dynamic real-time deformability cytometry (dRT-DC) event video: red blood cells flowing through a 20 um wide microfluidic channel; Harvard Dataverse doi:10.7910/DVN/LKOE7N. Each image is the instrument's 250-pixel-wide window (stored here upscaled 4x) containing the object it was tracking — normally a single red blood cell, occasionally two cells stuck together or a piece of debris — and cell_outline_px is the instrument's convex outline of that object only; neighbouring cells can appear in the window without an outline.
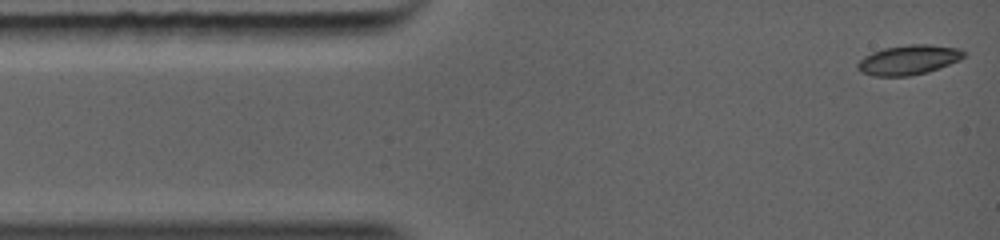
{"species": "common noctule bat (a hibernating species)", "species_latin": "Nyctalus noctula", "temperature_condition": "warm", "stored_images_in_passage": 26, "camera_frame_rate_fps": 5000, "um_per_image_px": 0.085, "animal": {"sex": "female", "body_mass_g": 19.0, "forearm_length_mm": 56.7}, "frame": {"image": 1, "passage_image": 1, "time_ms": 0.0, "image_size_px": [1000, 240], "cell_outline_px": [[964, 56], [960, 60], [928, 72], [908, 76], [872, 76], [864, 72], [856, 64], [864, 56], [872, 52], [884, 48], [908, 44], [928, 44], [960, 48], [964, 52]], "centroid_in_image_um": [77.25, 5.08], "position_along_channel_um": 7.7, "area_um2": 18.26}}
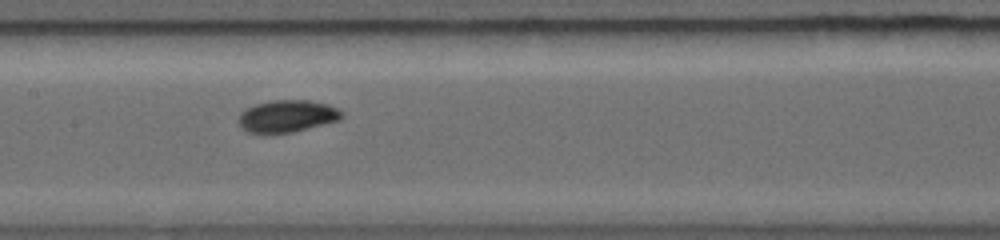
{"frame": {"image": 2, "passage_image": 13, "time_ms": 5.0, "image_size_px": [1000, 240], "cell_outline_px": [[344, 116], [340, 120], [292, 132], [264, 136], [248, 132], [240, 124], [240, 112], [256, 104], [272, 100], [308, 100], [328, 104], [336, 108]], "centroid_in_image_um": [24.39, 9.9], "position_along_channel_um": 183.0, "area_um2": 19.48}}
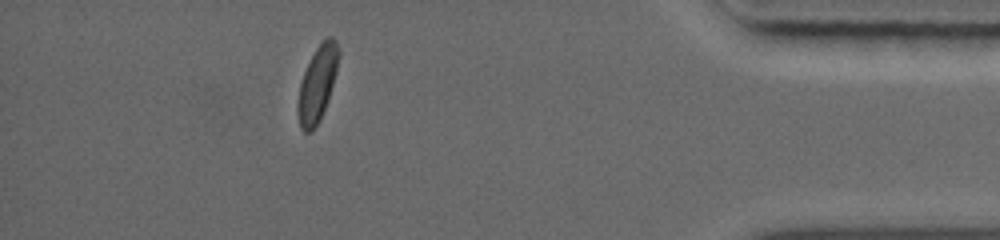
{"frame": {"image": 3, "passage_image": 25, "time_ms": 10.6, "image_size_px": [1000, 240], "cell_outline_px": [[340, 56], [336, 72], [328, 100], [320, 120], [312, 132], [304, 132], [300, 128], [296, 108], [296, 104], [300, 84], [304, 72], [316, 48], [328, 36], [332, 36], [336, 40], [340, 48]], "centroid_in_image_um": [26.98, 7.14], "position_along_channel_um": 408.2, "area_um2": 18.03}}